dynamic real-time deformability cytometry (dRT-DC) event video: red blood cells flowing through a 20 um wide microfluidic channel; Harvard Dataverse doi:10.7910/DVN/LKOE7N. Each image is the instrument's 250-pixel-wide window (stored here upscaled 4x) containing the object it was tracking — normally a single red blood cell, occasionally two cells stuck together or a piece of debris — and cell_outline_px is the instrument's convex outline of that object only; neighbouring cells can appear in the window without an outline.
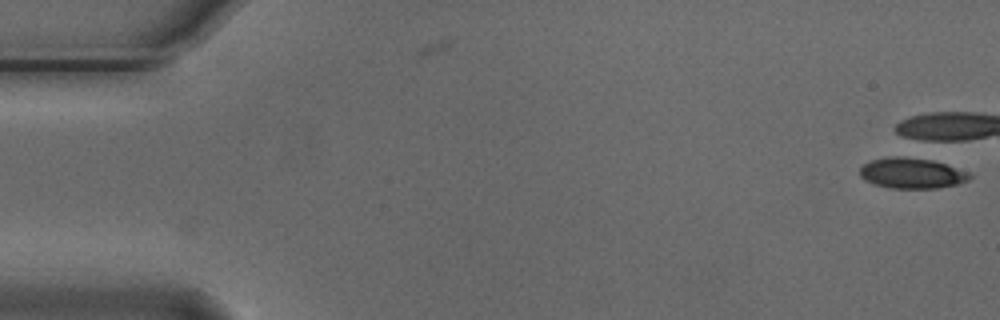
{"species": "Egyptian fruit bat (a non-hibernating species)", "species_latin": "Rousettus aegyptiacus", "temperature_condition": "cold", "stored_images_in_passage": 2, "camera_frame_rate_fps": 3000, "um_per_image_px": 0.085, "animal": {"sex": "male"}, "frame": {"image": 1, "passage_image": 2, "time_ms": 0.333, "image_size_px": [1000, 320], "cell_outline_px": [[972, 176], [968, 180], [956, 184], [936, 188], [892, 188], [876, 184], [860, 176], [860, 168], [864, 164], [872, 160], [884, 156], [924, 156], [968, 172]], "centroid_in_image_um": [77.52, 14.67], "position_along_channel_um": 7.5, "area_um2": 19.77}}